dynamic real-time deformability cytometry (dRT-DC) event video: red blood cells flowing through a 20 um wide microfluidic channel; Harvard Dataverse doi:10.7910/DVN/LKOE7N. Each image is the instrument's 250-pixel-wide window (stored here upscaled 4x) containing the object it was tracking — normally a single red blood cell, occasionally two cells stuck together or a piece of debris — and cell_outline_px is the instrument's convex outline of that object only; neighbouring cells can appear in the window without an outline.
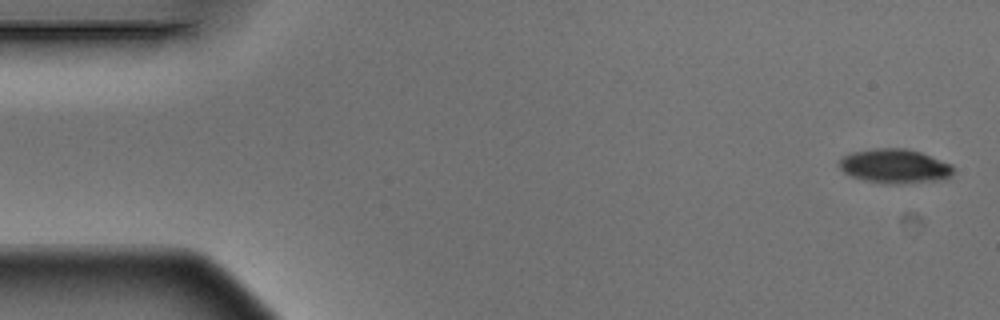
{"species": "Egyptian fruit bat (a non-hibernating species)", "species_latin": "Rousettus aegyptiacus", "temperature_condition": "warm", "stored_images_in_passage": 5, "camera_frame_rate_fps": 3000, "um_per_image_px": 0.085, "animal": {"sex": "male"}, "frame": {"image": 1, "passage_image": 1, "time_ms": 0.0, "image_size_px": [1000, 320], "cell_outline_px": [[952, 176], [944, 180], [904, 184], [892, 184], [864, 180], [852, 176], [844, 172], [840, 168], [840, 160], [844, 156], [852, 152], [876, 148], [904, 148], [920, 152], [952, 164]], "centroid_in_image_um": [76.09, 14.13], "position_along_channel_um": 8.9, "area_um2": 22.77}}
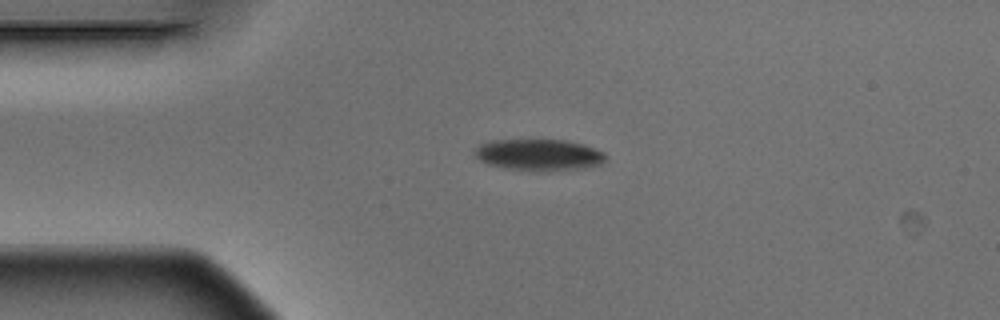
{"frame": {"image": 2, "passage_image": 4, "time_ms": 1.0, "image_size_px": [1000, 320], "cell_outline_px": [[608, 156], [604, 164], [584, 168], [540, 172], [508, 168], [488, 164], [480, 160], [476, 156], [476, 148], [480, 144], [492, 140], [568, 140], [584, 144], [604, 152]], "centroid_in_image_um": [45.89, 13.17], "position_along_channel_um": 39.1, "area_um2": 24.22}}